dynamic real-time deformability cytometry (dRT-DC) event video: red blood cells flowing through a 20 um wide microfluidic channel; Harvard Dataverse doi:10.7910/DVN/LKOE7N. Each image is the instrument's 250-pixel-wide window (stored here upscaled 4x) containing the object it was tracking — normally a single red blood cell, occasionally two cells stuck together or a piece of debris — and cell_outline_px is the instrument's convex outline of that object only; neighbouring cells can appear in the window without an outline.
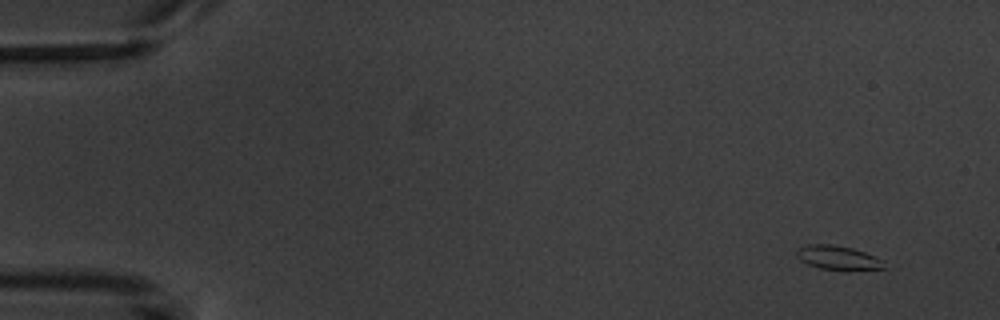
{"species": "common noctule bat (a hibernating species)", "species_latin": "Nyctalus noctula", "temperature_condition": "warm", "stored_images_in_passage": 10, "camera_frame_rate_fps": 3000, "um_per_image_px": 0.085, "animal": {"sex": "male", "body_mass_g": 20.1, "forearm_length_mm": 53.5}, "frame": {"image": 1, "passage_image": 1, "time_ms": 0.0, "image_size_px": [1000, 320], "cell_outline_px": [[888, 268], [820, 268], [808, 264], [800, 260], [796, 256], [796, 252], [800, 248], [808, 244], [828, 244], [852, 248], [864, 252], [884, 260]], "centroid_in_image_um": [71.21, 21.87], "position_along_channel_um": 13.8, "area_um2": 11.68}}
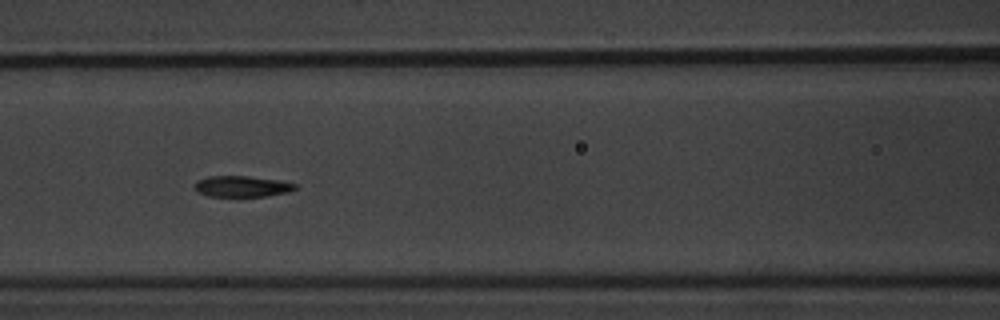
{"frame": {"image": 2, "passage_image": 7, "time_ms": 7.0, "image_size_px": [1000, 320], "cell_outline_px": [[296, 188], [288, 192], [268, 196], [240, 200], [208, 196], [196, 192], [196, 180], [208, 176], [248, 176], [276, 180], [296, 184]], "centroid_in_image_um": [20.51, 15.9], "position_along_channel_um": 146.1, "area_um2": 13.06}}
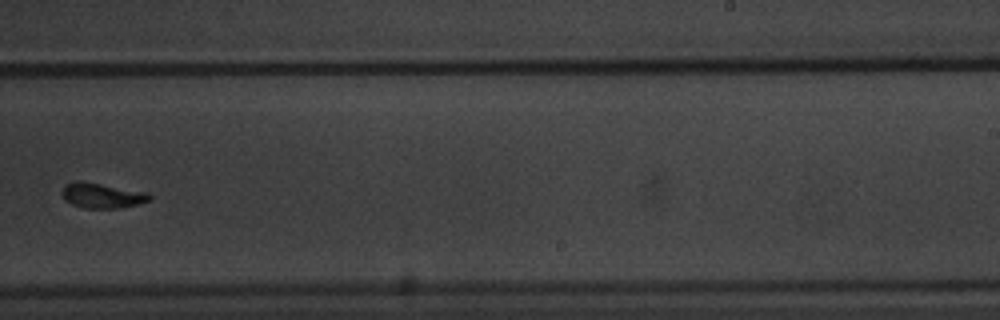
{"frame": {"image": 3, "passage_image": 10, "time_ms": 10.667, "image_size_px": [1000, 320], "cell_outline_px": [[152, 200], [120, 208], [84, 208], [72, 204], [64, 200], [60, 192], [64, 184], [76, 180], [80, 180], [148, 192], [152, 196]], "centroid_in_image_um": [8.64, 16.6], "position_along_channel_um": 280.4, "area_um2": 13.06}}